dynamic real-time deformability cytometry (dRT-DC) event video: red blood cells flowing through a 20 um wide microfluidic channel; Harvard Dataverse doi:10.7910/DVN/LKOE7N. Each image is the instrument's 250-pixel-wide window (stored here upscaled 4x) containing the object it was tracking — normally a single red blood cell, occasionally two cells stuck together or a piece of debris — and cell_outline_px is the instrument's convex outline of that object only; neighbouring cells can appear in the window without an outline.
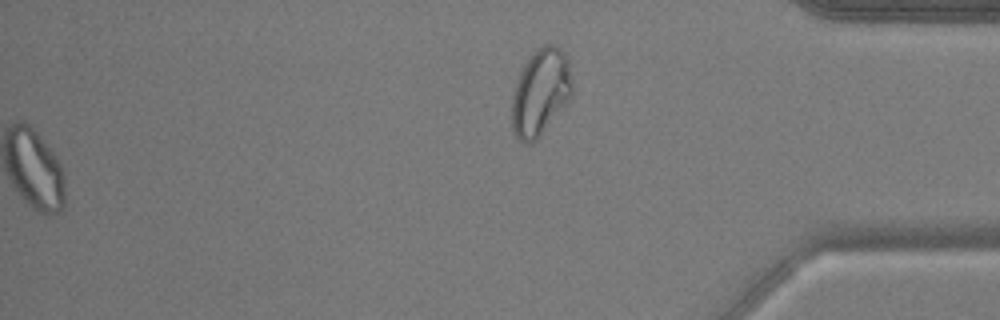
{"species": "common noctule bat (a hibernating species)", "species_latin": "Nyctalus noctula", "temperature_condition": "warm", "stored_images_in_passage": 55, "segment_of_instrument_passage": [2, 2], "camera_frame_rate_fps": 3000, "um_per_image_px": 0.085, "animal": {"sex": "male", "body_mass_g": 17.9, "forearm_length_mm": 54.2}, "frame": {"image": 1, "passage_image": 55, "time_ms": 18.0, "image_size_px": [1000, 320], "cell_outline_px": [[572, 96], [536, 140], [532, 144], [524, 144], [516, 136], [512, 128], [512, 96], [516, 80], [520, 72], [536, 48], [540, 44], [552, 44], [560, 48], [564, 52], [568, 60], [572, 84]], "centroid_in_image_um": [45.93, 7.83], "position_along_channel_um": 389.3, "area_um2": 30.4}}